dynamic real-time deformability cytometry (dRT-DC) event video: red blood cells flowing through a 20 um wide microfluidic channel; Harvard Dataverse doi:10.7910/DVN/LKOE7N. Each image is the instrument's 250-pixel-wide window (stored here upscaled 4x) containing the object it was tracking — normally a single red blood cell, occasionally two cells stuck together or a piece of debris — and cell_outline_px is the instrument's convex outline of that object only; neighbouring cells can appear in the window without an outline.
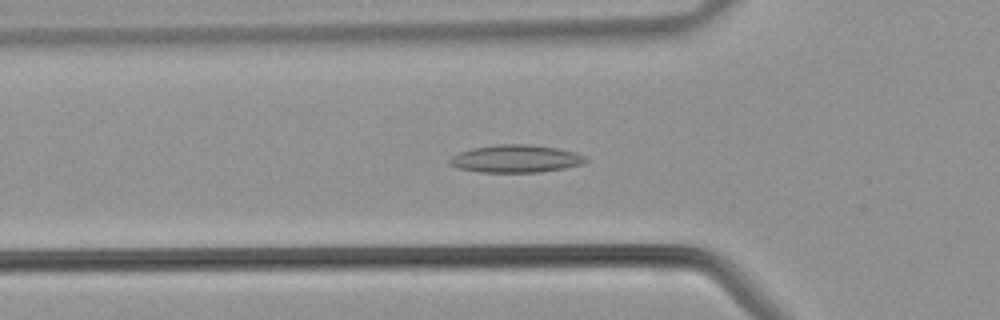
{"species": "common noctule bat (a hibernating species)", "species_latin": "Nyctalus noctula", "temperature_condition": "warm", "stored_images_in_passage": 36, "camera_frame_rate_fps": 3000, "um_per_image_px": 0.085, "animal": {"sex": "male", "body_mass_g": 21.5, "forearm_length_mm": 52.0}, "frame": {"image": 1, "passage_image": 8, "time_ms": 2.333, "image_size_px": [1000, 320], "cell_outline_px": [[588, 160], [584, 164], [564, 168], [540, 172], [480, 172], [456, 168], [448, 164], [448, 160], [452, 156], [460, 152], [472, 148], [496, 144], [528, 144], [556, 148], [576, 152], [584, 156]], "centroid_in_image_um": [43.82, 13.49], "position_along_channel_um": 82.0, "area_um2": 22.02}}
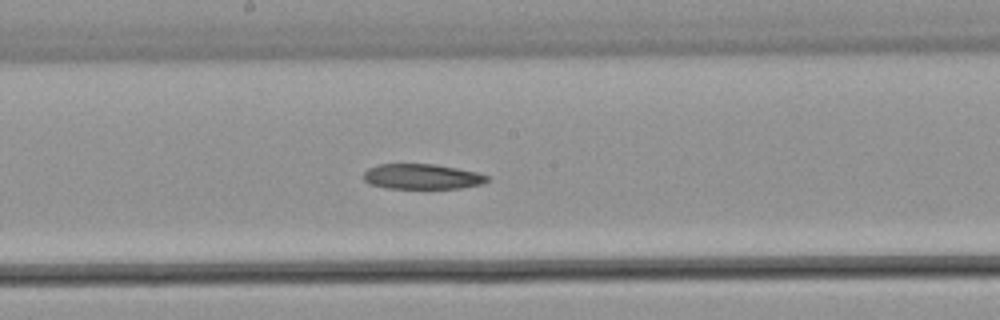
{"frame": {"image": 2, "passage_image": 16, "time_ms": 5.0, "image_size_px": [1000, 320], "cell_outline_px": [[488, 180], [480, 184], [460, 188], [384, 188], [368, 184], [364, 180], [364, 172], [368, 168], [380, 164], [432, 164], [456, 168], [476, 172], [488, 176]], "centroid_in_image_um": [35.82, 15.01], "position_along_channel_um": 212.4, "area_um2": 18.03}}
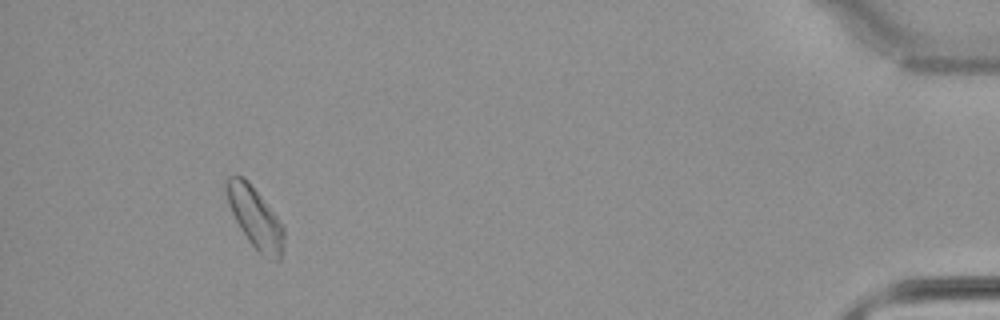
{"frame": {"image": 3, "passage_image": 33, "time_ms": 10.667, "image_size_px": [1000, 320], "cell_outline_px": [[284, 240], [280, 260], [276, 260], [260, 252], [248, 240], [240, 228], [228, 204], [228, 176], [244, 176], [248, 180], [276, 216], [284, 228]], "centroid_in_image_um": [21.71, 18.49], "position_along_channel_um": 413.5, "area_um2": 19.54}}